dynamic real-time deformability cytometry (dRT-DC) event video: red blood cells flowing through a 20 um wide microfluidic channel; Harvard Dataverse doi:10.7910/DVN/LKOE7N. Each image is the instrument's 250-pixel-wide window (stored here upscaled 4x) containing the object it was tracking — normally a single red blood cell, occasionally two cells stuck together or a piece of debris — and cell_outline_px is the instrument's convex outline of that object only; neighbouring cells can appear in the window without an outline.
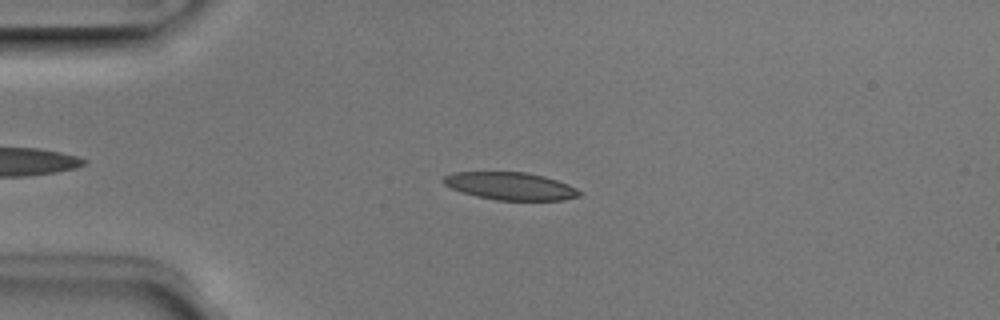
{"species": "Egyptian fruit bat (a non-hibernating species)", "species_latin": "Rousettus aegyptiacus", "temperature_condition": "room temperature", "stored_images_in_passage": 43, "camera_frame_rate_fps": 3000, "um_per_image_px": 0.085, "animal": {"sex": "male"}, "frame": {"image": 1, "passage_image": 10, "time_ms": 3.0, "image_size_px": [1000, 320], "cell_outline_px": [[580, 196], [564, 200], [496, 200], [476, 196], [452, 188], [444, 184], [440, 180], [444, 176], [452, 172], [524, 172], [544, 176], [568, 184], [576, 188], [580, 192]], "centroid_in_image_um": [43.37, 15.81], "position_along_channel_um": 41.6, "area_um2": 21.79}}
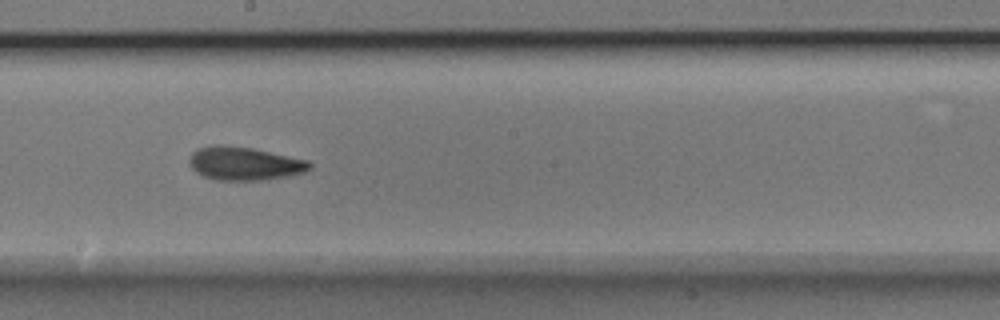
{"frame": {"image": 2, "passage_image": 26, "time_ms": 8.333, "image_size_px": [1000, 320], "cell_outline_px": [[312, 168], [304, 172], [268, 180], [216, 180], [204, 176], [196, 172], [188, 164], [188, 160], [192, 152], [196, 148], [212, 144], [224, 144], [252, 148], [308, 160], [312, 164]], "centroid_in_image_um": [20.74, 13.89], "position_along_channel_um": 227.5, "area_um2": 23.7}}
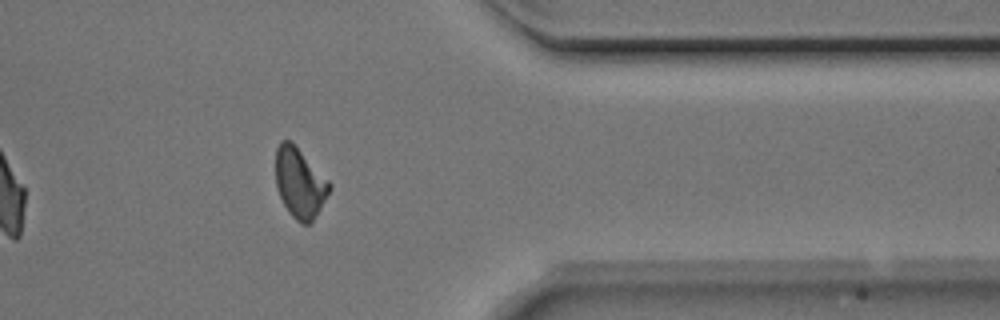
{"frame": {"image": 3, "passage_image": 39, "time_ms": 12.667, "image_size_px": [1000, 320], "cell_outline_px": [[332, 188], [312, 224], [300, 224], [288, 212], [276, 188], [276, 148], [280, 140], [292, 140], [332, 184]], "centroid_in_image_um": [25.49, 15.55], "position_along_channel_um": 385.9, "area_um2": 22.31}, "authors_computed_cell_mechanics": {"area_um2": 22.4264, "velocity_mm_per_s": 3.9741, "shape_relaxation_time_tau1_ms": null, "shape_relaxation_time_tau2_ms": 3.1047, "deformation_change_tau1": null, "deformation_change_tau2": 0.1075}}